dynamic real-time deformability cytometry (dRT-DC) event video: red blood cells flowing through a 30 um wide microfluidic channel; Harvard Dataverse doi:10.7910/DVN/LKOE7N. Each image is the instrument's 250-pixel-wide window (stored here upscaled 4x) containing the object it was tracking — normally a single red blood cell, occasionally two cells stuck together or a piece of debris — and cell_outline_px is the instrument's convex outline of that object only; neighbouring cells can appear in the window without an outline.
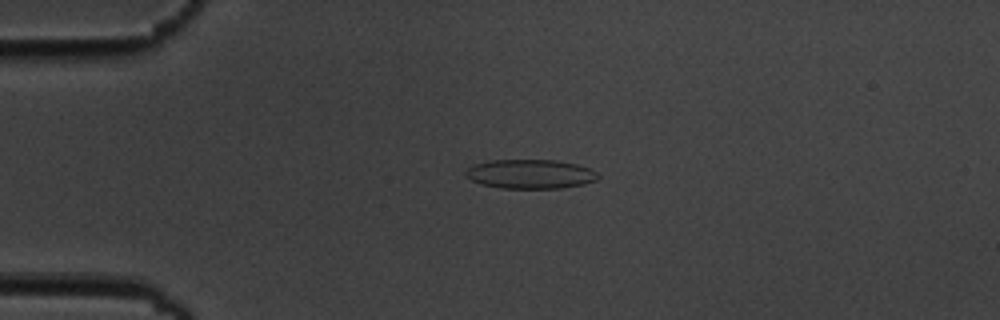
{"species": "common noctule bat (a hibernating species)", "species_latin": "Nyctalus noctula", "temperature_condition": "cold", "stored_images_in_passage": 3, "camera_frame_rate_fps": 3000, "um_per_image_px": 0.085, "animal": {"sex": "male", "body_mass_g": 19.5, "forearm_length_mm": 54.6}, "frame": {"image": 1, "passage_image": 3, "time_ms": 2.333, "image_size_px": [1000, 320], "cell_outline_px": [[600, 176], [596, 180], [584, 184], [560, 188], [500, 188], [480, 184], [472, 180], [464, 172], [468, 168], [476, 164], [488, 160], [556, 160], [576, 164], [588, 168], [596, 172]], "centroid_in_image_um": [45.08, 14.79], "position_along_channel_um": 39.9, "area_um2": 22.43}}